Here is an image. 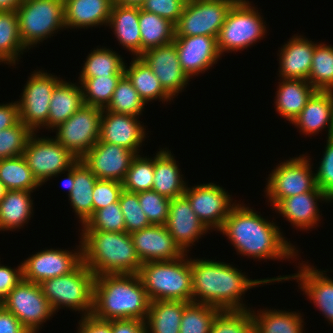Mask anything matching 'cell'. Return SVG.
I'll return each mask as SVG.
<instances>
[{
  "mask_svg": "<svg viewBox=\"0 0 333 333\" xmlns=\"http://www.w3.org/2000/svg\"><path fill=\"white\" fill-rule=\"evenodd\" d=\"M246 206L235 203L218 230L226 235L236 252L258 261L297 258L298 250L282 236L276 222L268 221Z\"/></svg>",
  "mask_w": 333,
  "mask_h": 333,
  "instance_id": "1",
  "label": "cell"
},
{
  "mask_svg": "<svg viewBox=\"0 0 333 333\" xmlns=\"http://www.w3.org/2000/svg\"><path fill=\"white\" fill-rule=\"evenodd\" d=\"M192 299L220 310L247 309L241 297L259 285H268L266 279H250L230 263L214 259H192Z\"/></svg>",
  "mask_w": 333,
  "mask_h": 333,
  "instance_id": "2",
  "label": "cell"
},
{
  "mask_svg": "<svg viewBox=\"0 0 333 333\" xmlns=\"http://www.w3.org/2000/svg\"><path fill=\"white\" fill-rule=\"evenodd\" d=\"M150 300L138 274L95 277L92 315L101 320H146Z\"/></svg>",
  "mask_w": 333,
  "mask_h": 333,
  "instance_id": "3",
  "label": "cell"
},
{
  "mask_svg": "<svg viewBox=\"0 0 333 333\" xmlns=\"http://www.w3.org/2000/svg\"><path fill=\"white\" fill-rule=\"evenodd\" d=\"M82 262L94 276L138 274L142 262L127 232L82 231Z\"/></svg>",
  "mask_w": 333,
  "mask_h": 333,
  "instance_id": "4",
  "label": "cell"
},
{
  "mask_svg": "<svg viewBox=\"0 0 333 333\" xmlns=\"http://www.w3.org/2000/svg\"><path fill=\"white\" fill-rule=\"evenodd\" d=\"M187 258V259H186ZM145 262L138 273L150 301L193 302L191 258Z\"/></svg>",
  "mask_w": 333,
  "mask_h": 333,
  "instance_id": "5",
  "label": "cell"
},
{
  "mask_svg": "<svg viewBox=\"0 0 333 333\" xmlns=\"http://www.w3.org/2000/svg\"><path fill=\"white\" fill-rule=\"evenodd\" d=\"M94 282L93 272L81 262L68 274L43 280L40 287L54 312L66 307L84 317L93 312Z\"/></svg>",
  "mask_w": 333,
  "mask_h": 333,
  "instance_id": "6",
  "label": "cell"
},
{
  "mask_svg": "<svg viewBox=\"0 0 333 333\" xmlns=\"http://www.w3.org/2000/svg\"><path fill=\"white\" fill-rule=\"evenodd\" d=\"M262 19L250 1L237 0L227 13L217 37L221 56L229 51H243L263 39L267 33V25Z\"/></svg>",
  "mask_w": 333,
  "mask_h": 333,
  "instance_id": "7",
  "label": "cell"
},
{
  "mask_svg": "<svg viewBox=\"0 0 333 333\" xmlns=\"http://www.w3.org/2000/svg\"><path fill=\"white\" fill-rule=\"evenodd\" d=\"M16 13L27 50L65 28L63 0H23Z\"/></svg>",
  "mask_w": 333,
  "mask_h": 333,
  "instance_id": "8",
  "label": "cell"
},
{
  "mask_svg": "<svg viewBox=\"0 0 333 333\" xmlns=\"http://www.w3.org/2000/svg\"><path fill=\"white\" fill-rule=\"evenodd\" d=\"M310 160L311 158L302 154L280 162L271 171L264 192L272 207L281 199L310 192L317 187Z\"/></svg>",
  "mask_w": 333,
  "mask_h": 333,
  "instance_id": "9",
  "label": "cell"
},
{
  "mask_svg": "<svg viewBox=\"0 0 333 333\" xmlns=\"http://www.w3.org/2000/svg\"><path fill=\"white\" fill-rule=\"evenodd\" d=\"M22 156L40 185L64 174L78 161L54 138L38 137L36 132L30 135Z\"/></svg>",
  "mask_w": 333,
  "mask_h": 333,
  "instance_id": "10",
  "label": "cell"
},
{
  "mask_svg": "<svg viewBox=\"0 0 333 333\" xmlns=\"http://www.w3.org/2000/svg\"><path fill=\"white\" fill-rule=\"evenodd\" d=\"M103 109L84 104L58 125L55 140L78 160L98 142Z\"/></svg>",
  "mask_w": 333,
  "mask_h": 333,
  "instance_id": "11",
  "label": "cell"
},
{
  "mask_svg": "<svg viewBox=\"0 0 333 333\" xmlns=\"http://www.w3.org/2000/svg\"><path fill=\"white\" fill-rule=\"evenodd\" d=\"M237 0H187L175 25V36L218 37L227 13Z\"/></svg>",
  "mask_w": 333,
  "mask_h": 333,
  "instance_id": "12",
  "label": "cell"
},
{
  "mask_svg": "<svg viewBox=\"0 0 333 333\" xmlns=\"http://www.w3.org/2000/svg\"><path fill=\"white\" fill-rule=\"evenodd\" d=\"M4 308L30 332L38 333L41 325L56 314L44 296L40 284L22 279L4 298Z\"/></svg>",
  "mask_w": 333,
  "mask_h": 333,
  "instance_id": "13",
  "label": "cell"
},
{
  "mask_svg": "<svg viewBox=\"0 0 333 333\" xmlns=\"http://www.w3.org/2000/svg\"><path fill=\"white\" fill-rule=\"evenodd\" d=\"M44 70H34L24 86L19 99V120L38 133L46 123L50 100L55 86L61 81ZM38 130V131H37Z\"/></svg>",
  "mask_w": 333,
  "mask_h": 333,
  "instance_id": "14",
  "label": "cell"
},
{
  "mask_svg": "<svg viewBox=\"0 0 333 333\" xmlns=\"http://www.w3.org/2000/svg\"><path fill=\"white\" fill-rule=\"evenodd\" d=\"M184 195L187 197L191 207L202 222L211 231H217L228 217L229 211L235 205L232 203V195H229L222 186L215 183H205L186 187ZM232 203V204H231Z\"/></svg>",
  "mask_w": 333,
  "mask_h": 333,
  "instance_id": "15",
  "label": "cell"
},
{
  "mask_svg": "<svg viewBox=\"0 0 333 333\" xmlns=\"http://www.w3.org/2000/svg\"><path fill=\"white\" fill-rule=\"evenodd\" d=\"M77 249L68 251L46 248L32 254L24 262L22 261L23 279L40 284L43 280L72 272L82 262L81 242Z\"/></svg>",
  "mask_w": 333,
  "mask_h": 333,
  "instance_id": "16",
  "label": "cell"
},
{
  "mask_svg": "<svg viewBox=\"0 0 333 333\" xmlns=\"http://www.w3.org/2000/svg\"><path fill=\"white\" fill-rule=\"evenodd\" d=\"M302 263L299 270L293 275L278 276L274 278H266L269 283L283 282L289 279H296L300 289L307 295L310 301H313L316 308L324 314L327 321L333 324V280L329 278L325 270L316 269L315 266ZM315 267V268H314Z\"/></svg>",
  "mask_w": 333,
  "mask_h": 333,
  "instance_id": "17",
  "label": "cell"
},
{
  "mask_svg": "<svg viewBox=\"0 0 333 333\" xmlns=\"http://www.w3.org/2000/svg\"><path fill=\"white\" fill-rule=\"evenodd\" d=\"M135 156L122 146L98 141L81 160L98 179L122 183Z\"/></svg>",
  "mask_w": 333,
  "mask_h": 333,
  "instance_id": "18",
  "label": "cell"
},
{
  "mask_svg": "<svg viewBox=\"0 0 333 333\" xmlns=\"http://www.w3.org/2000/svg\"><path fill=\"white\" fill-rule=\"evenodd\" d=\"M174 42L181 68L189 79L204 73L221 58L216 37L175 36Z\"/></svg>",
  "mask_w": 333,
  "mask_h": 333,
  "instance_id": "19",
  "label": "cell"
},
{
  "mask_svg": "<svg viewBox=\"0 0 333 333\" xmlns=\"http://www.w3.org/2000/svg\"><path fill=\"white\" fill-rule=\"evenodd\" d=\"M139 57L152 69L172 99L184 91L190 79L181 68L174 41L149 49Z\"/></svg>",
  "mask_w": 333,
  "mask_h": 333,
  "instance_id": "20",
  "label": "cell"
},
{
  "mask_svg": "<svg viewBox=\"0 0 333 333\" xmlns=\"http://www.w3.org/2000/svg\"><path fill=\"white\" fill-rule=\"evenodd\" d=\"M138 118L103 109L98 141L116 144L139 154L147 133L144 124L142 125Z\"/></svg>",
  "mask_w": 333,
  "mask_h": 333,
  "instance_id": "21",
  "label": "cell"
},
{
  "mask_svg": "<svg viewBox=\"0 0 333 333\" xmlns=\"http://www.w3.org/2000/svg\"><path fill=\"white\" fill-rule=\"evenodd\" d=\"M130 235L142 263L176 260L185 254L165 225H150Z\"/></svg>",
  "mask_w": 333,
  "mask_h": 333,
  "instance_id": "22",
  "label": "cell"
},
{
  "mask_svg": "<svg viewBox=\"0 0 333 333\" xmlns=\"http://www.w3.org/2000/svg\"><path fill=\"white\" fill-rule=\"evenodd\" d=\"M165 226L184 253H188L189 247L209 231L198 219L185 195L171 199Z\"/></svg>",
  "mask_w": 333,
  "mask_h": 333,
  "instance_id": "23",
  "label": "cell"
},
{
  "mask_svg": "<svg viewBox=\"0 0 333 333\" xmlns=\"http://www.w3.org/2000/svg\"><path fill=\"white\" fill-rule=\"evenodd\" d=\"M318 201L332 203V200L316 187L313 191L281 199L273 208L296 229L309 230L321 220Z\"/></svg>",
  "mask_w": 333,
  "mask_h": 333,
  "instance_id": "24",
  "label": "cell"
},
{
  "mask_svg": "<svg viewBox=\"0 0 333 333\" xmlns=\"http://www.w3.org/2000/svg\"><path fill=\"white\" fill-rule=\"evenodd\" d=\"M291 123L306 136L319 134L324 128H328L327 137L333 136V91L316 90Z\"/></svg>",
  "mask_w": 333,
  "mask_h": 333,
  "instance_id": "25",
  "label": "cell"
},
{
  "mask_svg": "<svg viewBox=\"0 0 333 333\" xmlns=\"http://www.w3.org/2000/svg\"><path fill=\"white\" fill-rule=\"evenodd\" d=\"M296 35L280 48L279 77L308 80L316 43L302 35Z\"/></svg>",
  "mask_w": 333,
  "mask_h": 333,
  "instance_id": "26",
  "label": "cell"
},
{
  "mask_svg": "<svg viewBox=\"0 0 333 333\" xmlns=\"http://www.w3.org/2000/svg\"><path fill=\"white\" fill-rule=\"evenodd\" d=\"M65 29H86L107 25L114 2L112 0H63Z\"/></svg>",
  "mask_w": 333,
  "mask_h": 333,
  "instance_id": "27",
  "label": "cell"
},
{
  "mask_svg": "<svg viewBox=\"0 0 333 333\" xmlns=\"http://www.w3.org/2000/svg\"><path fill=\"white\" fill-rule=\"evenodd\" d=\"M177 164L171 150L161 148L160 151H157L154 156L152 190L169 199L184 195L187 182L184 181V176Z\"/></svg>",
  "mask_w": 333,
  "mask_h": 333,
  "instance_id": "28",
  "label": "cell"
},
{
  "mask_svg": "<svg viewBox=\"0 0 333 333\" xmlns=\"http://www.w3.org/2000/svg\"><path fill=\"white\" fill-rule=\"evenodd\" d=\"M140 7L113 4L108 26L113 29L117 41L134 57L141 55V35L139 28Z\"/></svg>",
  "mask_w": 333,
  "mask_h": 333,
  "instance_id": "29",
  "label": "cell"
},
{
  "mask_svg": "<svg viewBox=\"0 0 333 333\" xmlns=\"http://www.w3.org/2000/svg\"><path fill=\"white\" fill-rule=\"evenodd\" d=\"M77 85L62 79L55 86L50 100L47 123L42 128L54 130L84 105L81 86Z\"/></svg>",
  "mask_w": 333,
  "mask_h": 333,
  "instance_id": "30",
  "label": "cell"
},
{
  "mask_svg": "<svg viewBox=\"0 0 333 333\" xmlns=\"http://www.w3.org/2000/svg\"><path fill=\"white\" fill-rule=\"evenodd\" d=\"M281 81L277 86L275 110L291 123L301 113L316 90L307 80L282 78Z\"/></svg>",
  "mask_w": 333,
  "mask_h": 333,
  "instance_id": "31",
  "label": "cell"
},
{
  "mask_svg": "<svg viewBox=\"0 0 333 333\" xmlns=\"http://www.w3.org/2000/svg\"><path fill=\"white\" fill-rule=\"evenodd\" d=\"M34 191L7 190L0 200V231H16L28 224L33 215ZM12 229V230H11Z\"/></svg>",
  "mask_w": 333,
  "mask_h": 333,
  "instance_id": "32",
  "label": "cell"
},
{
  "mask_svg": "<svg viewBox=\"0 0 333 333\" xmlns=\"http://www.w3.org/2000/svg\"><path fill=\"white\" fill-rule=\"evenodd\" d=\"M190 302L150 301L145 320L146 333H179L184 308Z\"/></svg>",
  "mask_w": 333,
  "mask_h": 333,
  "instance_id": "33",
  "label": "cell"
},
{
  "mask_svg": "<svg viewBox=\"0 0 333 333\" xmlns=\"http://www.w3.org/2000/svg\"><path fill=\"white\" fill-rule=\"evenodd\" d=\"M129 68L124 66V74L137 90L140 98L147 104L159 99L166 103L173 100L161 86L159 79L152 69L140 57H133Z\"/></svg>",
  "mask_w": 333,
  "mask_h": 333,
  "instance_id": "34",
  "label": "cell"
},
{
  "mask_svg": "<svg viewBox=\"0 0 333 333\" xmlns=\"http://www.w3.org/2000/svg\"><path fill=\"white\" fill-rule=\"evenodd\" d=\"M97 180L98 178L82 160L75 163L74 188L68 197L81 226L93 214V188Z\"/></svg>",
  "mask_w": 333,
  "mask_h": 333,
  "instance_id": "35",
  "label": "cell"
},
{
  "mask_svg": "<svg viewBox=\"0 0 333 333\" xmlns=\"http://www.w3.org/2000/svg\"><path fill=\"white\" fill-rule=\"evenodd\" d=\"M255 333H303L304 321L301 313L276 309L252 311Z\"/></svg>",
  "mask_w": 333,
  "mask_h": 333,
  "instance_id": "36",
  "label": "cell"
},
{
  "mask_svg": "<svg viewBox=\"0 0 333 333\" xmlns=\"http://www.w3.org/2000/svg\"><path fill=\"white\" fill-rule=\"evenodd\" d=\"M141 54L174 41L175 25L157 14L139 10Z\"/></svg>",
  "mask_w": 333,
  "mask_h": 333,
  "instance_id": "37",
  "label": "cell"
},
{
  "mask_svg": "<svg viewBox=\"0 0 333 333\" xmlns=\"http://www.w3.org/2000/svg\"><path fill=\"white\" fill-rule=\"evenodd\" d=\"M24 50L16 11H0V63L15 65Z\"/></svg>",
  "mask_w": 333,
  "mask_h": 333,
  "instance_id": "38",
  "label": "cell"
},
{
  "mask_svg": "<svg viewBox=\"0 0 333 333\" xmlns=\"http://www.w3.org/2000/svg\"><path fill=\"white\" fill-rule=\"evenodd\" d=\"M85 60L78 78L124 75V66L127 64L116 51L103 46L94 48Z\"/></svg>",
  "mask_w": 333,
  "mask_h": 333,
  "instance_id": "39",
  "label": "cell"
},
{
  "mask_svg": "<svg viewBox=\"0 0 333 333\" xmlns=\"http://www.w3.org/2000/svg\"><path fill=\"white\" fill-rule=\"evenodd\" d=\"M0 181L6 190L33 191L41 187L23 156L0 159Z\"/></svg>",
  "mask_w": 333,
  "mask_h": 333,
  "instance_id": "40",
  "label": "cell"
},
{
  "mask_svg": "<svg viewBox=\"0 0 333 333\" xmlns=\"http://www.w3.org/2000/svg\"><path fill=\"white\" fill-rule=\"evenodd\" d=\"M307 81L315 90L333 91V46L316 43Z\"/></svg>",
  "mask_w": 333,
  "mask_h": 333,
  "instance_id": "41",
  "label": "cell"
},
{
  "mask_svg": "<svg viewBox=\"0 0 333 333\" xmlns=\"http://www.w3.org/2000/svg\"><path fill=\"white\" fill-rule=\"evenodd\" d=\"M122 76L79 78L84 104L105 109L110 103L117 83Z\"/></svg>",
  "mask_w": 333,
  "mask_h": 333,
  "instance_id": "42",
  "label": "cell"
},
{
  "mask_svg": "<svg viewBox=\"0 0 333 333\" xmlns=\"http://www.w3.org/2000/svg\"><path fill=\"white\" fill-rule=\"evenodd\" d=\"M145 105L131 81L124 74L118 81L111 101L105 110L139 117L144 111Z\"/></svg>",
  "mask_w": 333,
  "mask_h": 333,
  "instance_id": "43",
  "label": "cell"
},
{
  "mask_svg": "<svg viewBox=\"0 0 333 333\" xmlns=\"http://www.w3.org/2000/svg\"><path fill=\"white\" fill-rule=\"evenodd\" d=\"M210 333H255V323L250 308L220 310L214 317Z\"/></svg>",
  "mask_w": 333,
  "mask_h": 333,
  "instance_id": "44",
  "label": "cell"
},
{
  "mask_svg": "<svg viewBox=\"0 0 333 333\" xmlns=\"http://www.w3.org/2000/svg\"><path fill=\"white\" fill-rule=\"evenodd\" d=\"M219 308L190 302L183 311L179 333H210L211 324Z\"/></svg>",
  "mask_w": 333,
  "mask_h": 333,
  "instance_id": "45",
  "label": "cell"
},
{
  "mask_svg": "<svg viewBox=\"0 0 333 333\" xmlns=\"http://www.w3.org/2000/svg\"><path fill=\"white\" fill-rule=\"evenodd\" d=\"M154 177V158L136 154L122 181L123 189L140 193L152 190Z\"/></svg>",
  "mask_w": 333,
  "mask_h": 333,
  "instance_id": "46",
  "label": "cell"
},
{
  "mask_svg": "<svg viewBox=\"0 0 333 333\" xmlns=\"http://www.w3.org/2000/svg\"><path fill=\"white\" fill-rule=\"evenodd\" d=\"M82 231L125 232L124 216L119 201L93 212Z\"/></svg>",
  "mask_w": 333,
  "mask_h": 333,
  "instance_id": "47",
  "label": "cell"
},
{
  "mask_svg": "<svg viewBox=\"0 0 333 333\" xmlns=\"http://www.w3.org/2000/svg\"><path fill=\"white\" fill-rule=\"evenodd\" d=\"M33 131L23 122L0 131V159L22 156Z\"/></svg>",
  "mask_w": 333,
  "mask_h": 333,
  "instance_id": "48",
  "label": "cell"
},
{
  "mask_svg": "<svg viewBox=\"0 0 333 333\" xmlns=\"http://www.w3.org/2000/svg\"><path fill=\"white\" fill-rule=\"evenodd\" d=\"M119 205L124 216L125 232L128 234L151 225L142 211L137 193L123 189L119 196Z\"/></svg>",
  "mask_w": 333,
  "mask_h": 333,
  "instance_id": "49",
  "label": "cell"
},
{
  "mask_svg": "<svg viewBox=\"0 0 333 333\" xmlns=\"http://www.w3.org/2000/svg\"><path fill=\"white\" fill-rule=\"evenodd\" d=\"M137 196L142 211L151 225H165L167 223L171 199L154 190L137 193Z\"/></svg>",
  "mask_w": 333,
  "mask_h": 333,
  "instance_id": "50",
  "label": "cell"
},
{
  "mask_svg": "<svg viewBox=\"0 0 333 333\" xmlns=\"http://www.w3.org/2000/svg\"><path fill=\"white\" fill-rule=\"evenodd\" d=\"M327 144L319 167L315 170L317 187L333 202V136L327 138Z\"/></svg>",
  "mask_w": 333,
  "mask_h": 333,
  "instance_id": "51",
  "label": "cell"
},
{
  "mask_svg": "<svg viewBox=\"0 0 333 333\" xmlns=\"http://www.w3.org/2000/svg\"><path fill=\"white\" fill-rule=\"evenodd\" d=\"M122 183L114 180L98 179L93 188V212L118 202Z\"/></svg>",
  "mask_w": 333,
  "mask_h": 333,
  "instance_id": "52",
  "label": "cell"
},
{
  "mask_svg": "<svg viewBox=\"0 0 333 333\" xmlns=\"http://www.w3.org/2000/svg\"><path fill=\"white\" fill-rule=\"evenodd\" d=\"M187 0H146L140 7L150 13L157 14L176 25L183 12Z\"/></svg>",
  "mask_w": 333,
  "mask_h": 333,
  "instance_id": "53",
  "label": "cell"
},
{
  "mask_svg": "<svg viewBox=\"0 0 333 333\" xmlns=\"http://www.w3.org/2000/svg\"><path fill=\"white\" fill-rule=\"evenodd\" d=\"M22 279V262L17 268L14 269L0 264V296L5 298Z\"/></svg>",
  "mask_w": 333,
  "mask_h": 333,
  "instance_id": "54",
  "label": "cell"
},
{
  "mask_svg": "<svg viewBox=\"0 0 333 333\" xmlns=\"http://www.w3.org/2000/svg\"><path fill=\"white\" fill-rule=\"evenodd\" d=\"M80 318L77 333H112L111 321L97 319L92 314Z\"/></svg>",
  "mask_w": 333,
  "mask_h": 333,
  "instance_id": "55",
  "label": "cell"
},
{
  "mask_svg": "<svg viewBox=\"0 0 333 333\" xmlns=\"http://www.w3.org/2000/svg\"><path fill=\"white\" fill-rule=\"evenodd\" d=\"M18 102L0 104V131L15 126L19 122Z\"/></svg>",
  "mask_w": 333,
  "mask_h": 333,
  "instance_id": "56",
  "label": "cell"
},
{
  "mask_svg": "<svg viewBox=\"0 0 333 333\" xmlns=\"http://www.w3.org/2000/svg\"><path fill=\"white\" fill-rule=\"evenodd\" d=\"M112 333H146L144 321L138 319L111 320Z\"/></svg>",
  "mask_w": 333,
  "mask_h": 333,
  "instance_id": "57",
  "label": "cell"
},
{
  "mask_svg": "<svg viewBox=\"0 0 333 333\" xmlns=\"http://www.w3.org/2000/svg\"><path fill=\"white\" fill-rule=\"evenodd\" d=\"M0 333H30L21 322L5 308L0 309Z\"/></svg>",
  "mask_w": 333,
  "mask_h": 333,
  "instance_id": "58",
  "label": "cell"
},
{
  "mask_svg": "<svg viewBox=\"0 0 333 333\" xmlns=\"http://www.w3.org/2000/svg\"><path fill=\"white\" fill-rule=\"evenodd\" d=\"M67 177L63 180V186L67 187L68 190V196L71 194V191L74 188V182H75V164L67 170Z\"/></svg>",
  "mask_w": 333,
  "mask_h": 333,
  "instance_id": "59",
  "label": "cell"
},
{
  "mask_svg": "<svg viewBox=\"0 0 333 333\" xmlns=\"http://www.w3.org/2000/svg\"><path fill=\"white\" fill-rule=\"evenodd\" d=\"M23 0H0V11H16Z\"/></svg>",
  "mask_w": 333,
  "mask_h": 333,
  "instance_id": "60",
  "label": "cell"
},
{
  "mask_svg": "<svg viewBox=\"0 0 333 333\" xmlns=\"http://www.w3.org/2000/svg\"><path fill=\"white\" fill-rule=\"evenodd\" d=\"M146 0H116L114 4L120 6L141 7Z\"/></svg>",
  "mask_w": 333,
  "mask_h": 333,
  "instance_id": "61",
  "label": "cell"
},
{
  "mask_svg": "<svg viewBox=\"0 0 333 333\" xmlns=\"http://www.w3.org/2000/svg\"><path fill=\"white\" fill-rule=\"evenodd\" d=\"M6 188L4 186V184L0 181V200L3 198V196L5 195L6 193Z\"/></svg>",
  "mask_w": 333,
  "mask_h": 333,
  "instance_id": "62",
  "label": "cell"
},
{
  "mask_svg": "<svg viewBox=\"0 0 333 333\" xmlns=\"http://www.w3.org/2000/svg\"><path fill=\"white\" fill-rule=\"evenodd\" d=\"M4 308V298L0 296V309Z\"/></svg>",
  "mask_w": 333,
  "mask_h": 333,
  "instance_id": "63",
  "label": "cell"
}]
</instances>
